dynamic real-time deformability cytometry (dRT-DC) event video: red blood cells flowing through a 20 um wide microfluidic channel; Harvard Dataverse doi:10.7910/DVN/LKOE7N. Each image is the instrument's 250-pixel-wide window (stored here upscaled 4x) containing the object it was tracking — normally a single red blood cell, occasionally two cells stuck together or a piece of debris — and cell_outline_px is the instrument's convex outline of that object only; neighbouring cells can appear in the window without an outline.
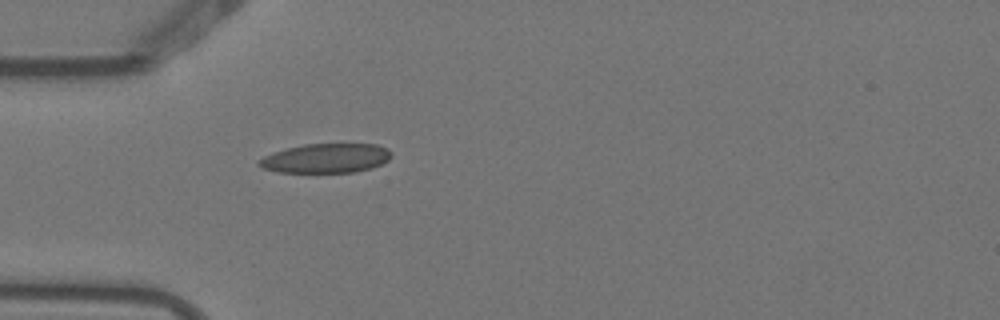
{"species": "Egyptian fruit bat (a non-hibernating species)", "species_latin": "Rousettus aegyptiacus", "temperature_condition": "warm", "stored_images_in_passage": 1, "camera_frame_rate_fps": 3000, "um_per_image_px": 0.085, "animal": {"sex": "female"}, "frame": {"image": 1, "passage_image": 1, "time_ms": 0.0, "image_size_px": [1000, 320], "cell_outline_px": [[392, 156], [388, 160], [372, 168], [356, 172], [276, 172], [264, 168], [256, 164], [256, 160], [272, 152], [304, 144], [376, 144], [388, 148], [392, 152]], "centroid_in_image_um": [27.7, 13.45], "position_along_channel_um": 57.3, "area_um2": 22.77}}